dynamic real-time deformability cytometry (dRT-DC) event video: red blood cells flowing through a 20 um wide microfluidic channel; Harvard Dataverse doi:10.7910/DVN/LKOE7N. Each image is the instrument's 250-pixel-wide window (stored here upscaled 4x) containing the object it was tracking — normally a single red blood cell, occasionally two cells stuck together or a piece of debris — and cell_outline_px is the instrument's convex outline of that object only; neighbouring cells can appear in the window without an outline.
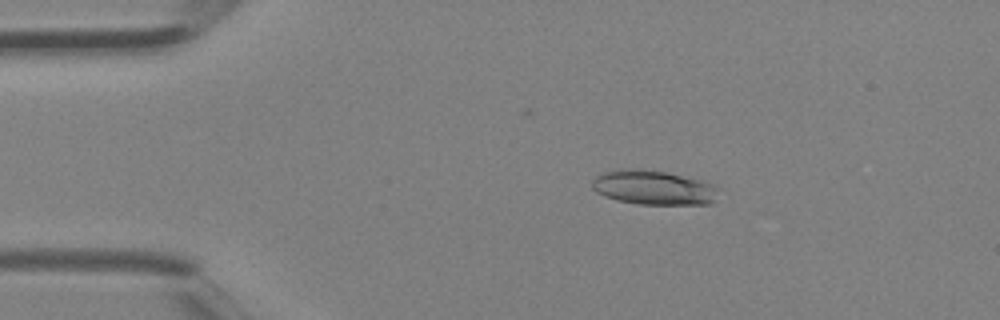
{"species": "Egyptian fruit bat (a non-hibernating species)", "species_latin": "Rousettus aegyptiacus", "temperature_condition": "room temperature", "stored_images_in_passage": 40, "camera_frame_rate_fps": 3000, "um_per_image_px": 0.085, "animal": {"sex": "female"}, "frame": {"image": 1, "passage_image": 7, "time_ms": 2.0, "image_size_px": [1000, 320], "cell_outline_px": [[720, 188], [716, 200], [712, 204], [640, 204], [616, 200], [604, 196], [596, 192], [592, 188], [592, 180], [596, 176], [604, 172], [620, 168], [632, 168], [664, 172], [704, 180]], "centroid_in_image_um": [55.57, 15.94], "position_along_channel_um": 29.4, "area_um2": 25.61}}
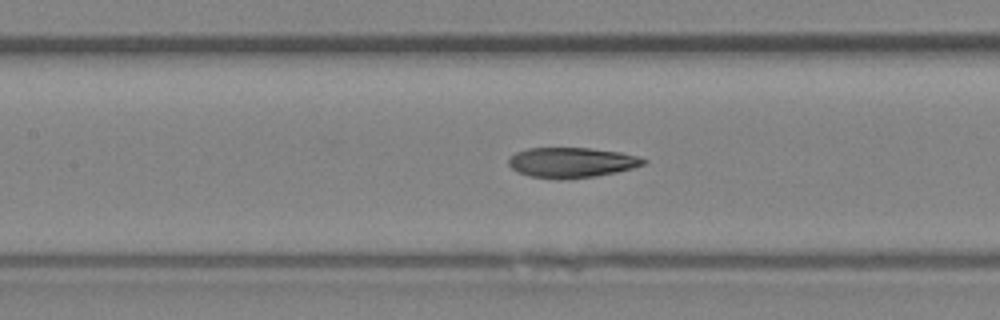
{"frame": {"image": 2, "passage_image": 18, "time_ms": 5.667, "image_size_px": [1000, 320], "cell_outline_px": [[648, 164], [616, 172], [596, 176], [568, 180], [528, 176], [516, 172], [508, 164], [508, 160], [516, 152], [528, 148], [592, 148], [620, 152], [636, 156], [648, 160]], "centroid_in_image_um": [48.6, 13.82], "position_along_channel_um": 158.8, "area_um2": 23.93}}
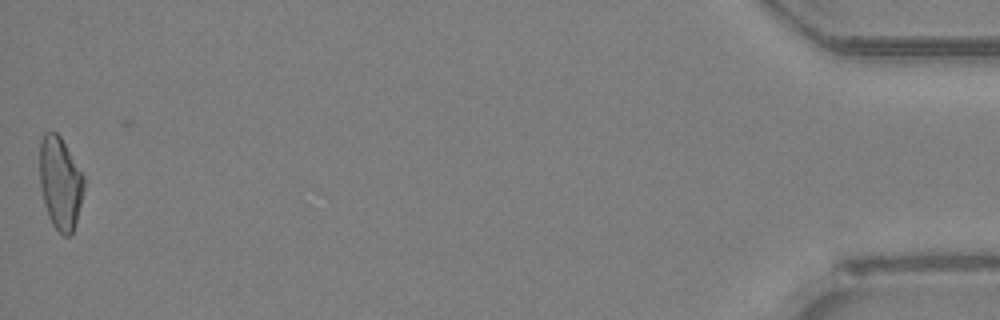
{"frame": {"image": 3, "passage_image": 40, "time_ms": 13.0, "image_size_px": [1000, 320], "cell_outline_px": [[84, 188], [76, 220], [72, 232], [68, 236], [64, 236], [52, 224], [48, 216], [44, 204], [40, 184], [40, 140], [44, 132], [56, 132], [60, 136], [84, 176]], "centroid_in_image_um": [5.1, 15.54], "position_along_channel_um": 430.1, "area_um2": 23.58}}